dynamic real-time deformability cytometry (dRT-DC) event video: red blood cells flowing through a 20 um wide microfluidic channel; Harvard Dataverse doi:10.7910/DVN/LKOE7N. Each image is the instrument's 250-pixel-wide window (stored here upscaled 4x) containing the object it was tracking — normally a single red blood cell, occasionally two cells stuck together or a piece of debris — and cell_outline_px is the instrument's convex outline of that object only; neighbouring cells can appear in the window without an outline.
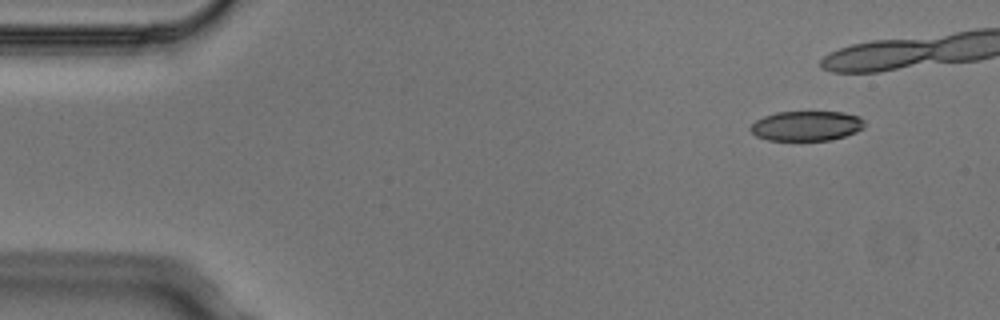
{"species": "Egyptian fruit bat (a non-hibernating species)", "species_latin": "Rousettus aegyptiacus", "temperature_condition": "cold", "stored_images_in_passage": 10, "camera_frame_rate_fps": 3000, "um_per_image_px": 0.085, "animal": {"sex": "male"}, "frame": {"image": 1, "passage_image": 1, "time_ms": 0.0, "image_size_px": [1000, 320], "cell_outline_px": [[864, 128], [856, 132], [844, 136], [828, 140], [768, 140], [756, 136], [748, 128], [756, 120], [764, 116], [776, 112], [844, 112], [860, 116], [864, 120]], "centroid_in_image_um": [68.56, 10.69], "position_along_channel_um": 16.4, "area_um2": 19.88}}
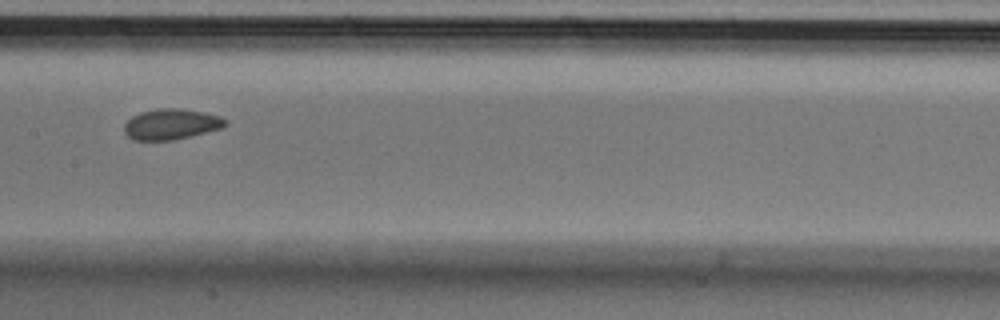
{"frame": {"image": 2, "passage_image": 9, "time_ms": 2.667, "image_size_px": [1000, 320], "cell_outline_px": [[228, 124], [224, 128], [192, 136], [172, 140], [132, 140], [124, 132], [124, 124], [132, 116], [140, 112], [156, 108], [180, 108], [204, 112], [220, 116], [228, 120]], "centroid_in_image_um": [14.58, 10.55], "position_along_channel_um": 192.8, "area_um2": 18.38}}
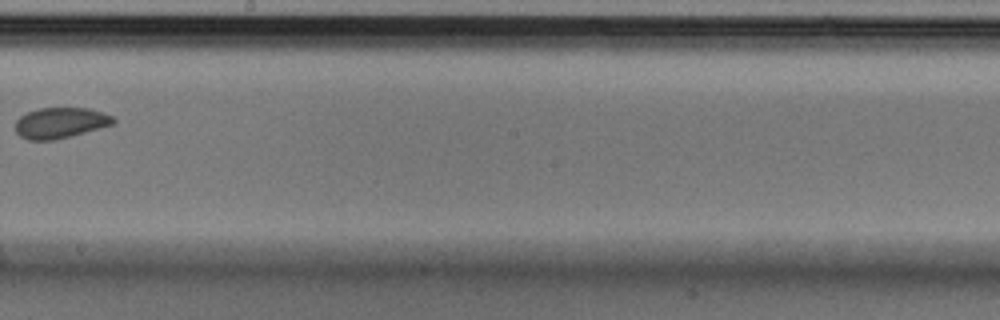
{"frame": {"image": 3, "passage_image": 10, "time_ms": 3.0, "image_size_px": [1000, 320], "cell_outline_px": [[116, 120], [112, 124], [100, 128], [56, 140], [28, 140], [20, 136], [16, 132], [16, 120], [20, 116], [28, 112], [40, 108], [88, 108], [104, 112], [112, 116]], "centroid_in_image_um": [5.13, 10.44], "position_along_channel_um": 243.1, "area_um2": 17.51}}